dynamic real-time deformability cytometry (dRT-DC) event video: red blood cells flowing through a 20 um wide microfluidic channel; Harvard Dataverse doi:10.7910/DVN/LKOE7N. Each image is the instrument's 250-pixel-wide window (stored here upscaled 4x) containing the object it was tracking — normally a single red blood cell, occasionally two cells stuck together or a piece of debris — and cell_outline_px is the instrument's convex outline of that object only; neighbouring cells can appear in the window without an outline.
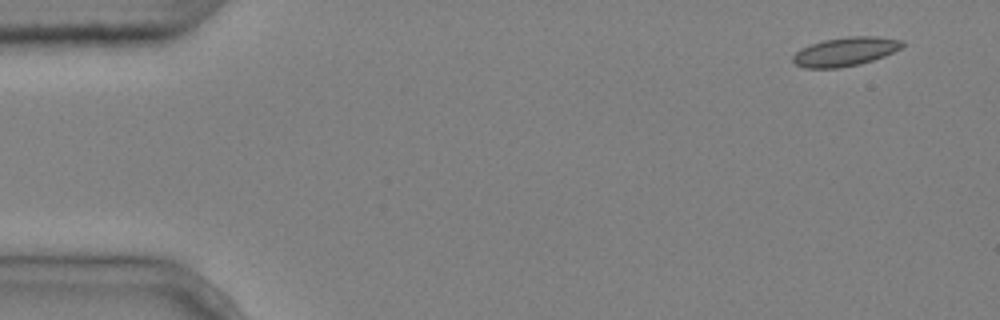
{"species": "common noctule bat (a hibernating species)", "species_latin": "Nyctalus noctula", "temperature_condition": "cold", "stored_images_in_passage": 8, "camera_frame_rate_fps": 3000, "um_per_image_px": 0.085, "animal": {"sex": "male", "body_mass_g": 20.4}, "frame": {"image": 1, "passage_image": 1, "time_ms": 0.0, "image_size_px": [1000, 320], "cell_outline_px": [[904, 44], [900, 48], [884, 56], [860, 64], [840, 68], [804, 68], [796, 64], [792, 60], [792, 56], [800, 48], [824, 40], [848, 36], [876, 36], [904, 40]], "centroid_in_image_um": [71.84, 4.39], "position_along_channel_um": 13.2, "area_um2": 18.38}}
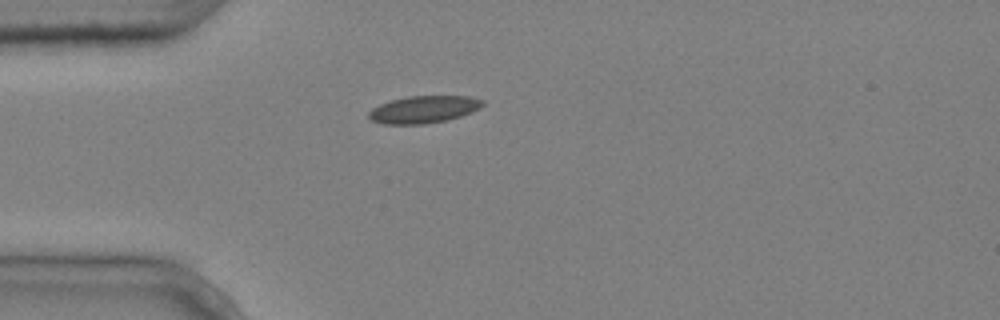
{"frame": {"image": 2, "passage_image": 4, "time_ms": 1.0, "image_size_px": [1000, 320], "cell_outline_px": [[484, 104], [480, 108], [472, 112], [448, 120], [424, 124], [380, 124], [372, 120], [368, 116], [368, 112], [372, 108], [380, 104], [392, 100], [408, 96], [468, 96], [484, 100]], "centroid_in_image_um": [36.02, 9.3], "position_along_channel_um": 49.0, "area_um2": 18.15}}